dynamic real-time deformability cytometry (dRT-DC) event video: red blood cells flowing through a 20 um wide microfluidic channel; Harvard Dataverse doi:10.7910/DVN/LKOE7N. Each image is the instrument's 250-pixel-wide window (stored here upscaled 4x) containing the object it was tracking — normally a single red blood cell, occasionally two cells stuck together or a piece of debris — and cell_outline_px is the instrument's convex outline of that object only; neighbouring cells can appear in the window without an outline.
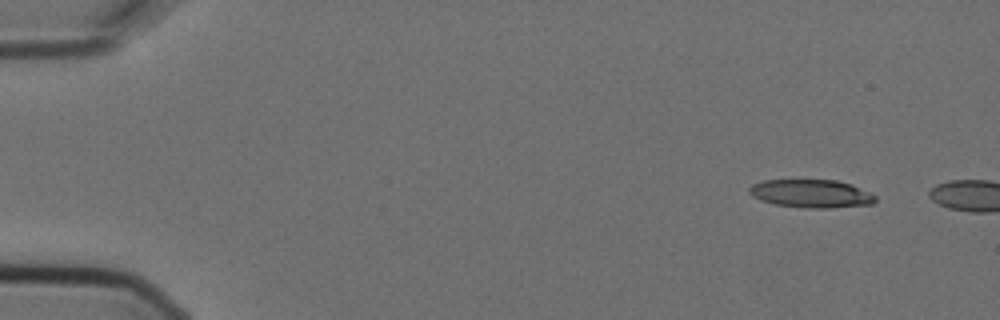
{"species": "Egyptian fruit bat (a non-hibernating species)", "species_latin": "Rousettus aegyptiacus", "temperature_condition": "cold", "stored_images_in_passage": 2, "camera_frame_rate_fps": 3000, "um_per_image_px": 0.085, "animal": {"sex": "female"}, "frame": {"image": 1, "passage_image": 1, "time_ms": 0.0, "image_size_px": [1000, 320], "cell_outline_px": [[876, 200], [872, 204], [828, 208], [804, 208], [776, 204], [760, 200], [752, 196], [748, 192], [748, 188], [752, 184], [764, 180], [836, 180], [852, 184], [876, 196]], "centroid_in_image_um": [68.93, 16.45], "position_along_channel_um": 16.1, "area_um2": 20.69}}